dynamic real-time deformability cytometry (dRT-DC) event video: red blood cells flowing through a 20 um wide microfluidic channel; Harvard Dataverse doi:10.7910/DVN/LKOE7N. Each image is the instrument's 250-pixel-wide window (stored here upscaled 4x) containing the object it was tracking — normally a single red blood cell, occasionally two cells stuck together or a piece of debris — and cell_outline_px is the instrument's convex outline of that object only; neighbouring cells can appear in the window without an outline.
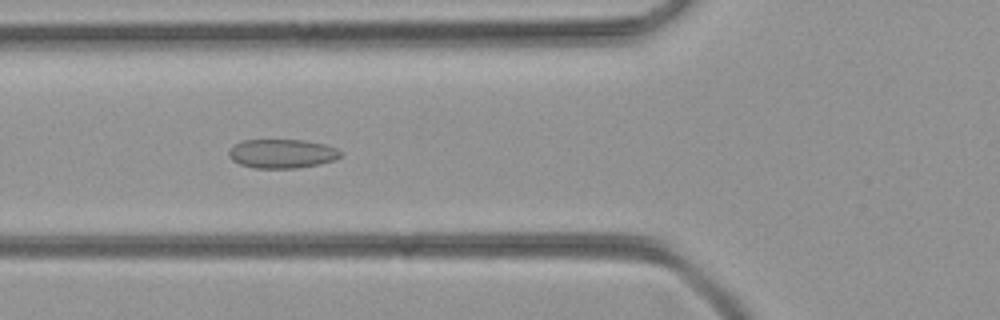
{"species": "common noctule bat (a hibernating species)", "species_latin": "Nyctalus noctula", "temperature_condition": "room temperature", "stored_images_in_passage": 41, "camera_frame_rate_fps": 3000, "um_per_image_px": 0.085, "animal": {"sex": "female", "body_mass_g": 21.9}, "frame": {"image": 1, "passage_image": 8, "time_ms": 2.333, "image_size_px": [1000, 320], "cell_outline_px": [[344, 156], [336, 160], [320, 164], [300, 168], [256, 168], [240, 164], [232, 160], [228, 156], [228, 152], [236, 144], [244, 140], [304, 140], [324, 144], [336, 148], [344, 152]], "centroid_in_image_um": [24.05, 13.07], "position_along_channel_um": 101.8, "area_um2": 19.07}}
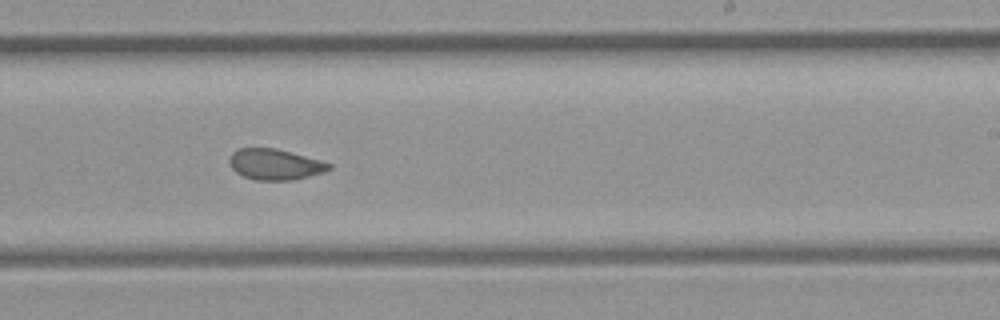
{"frame": {"image": 2, "passage_image": 20, "time_ms": 6.333, "image_size_px": [1000, 320], "cell_outline_px": [[332, 168], [324, 172], [292, 180], [256, 180], [244, 176], [236, 172], [232, 168], [228, 160], [232, 152], [236, 148], [276, 148], [320, 160], [332, 164]], "centroid_in_image_um": [23.36, 13.96], "position_along_channel_um": 265.6, "area_um2": 17.86}}
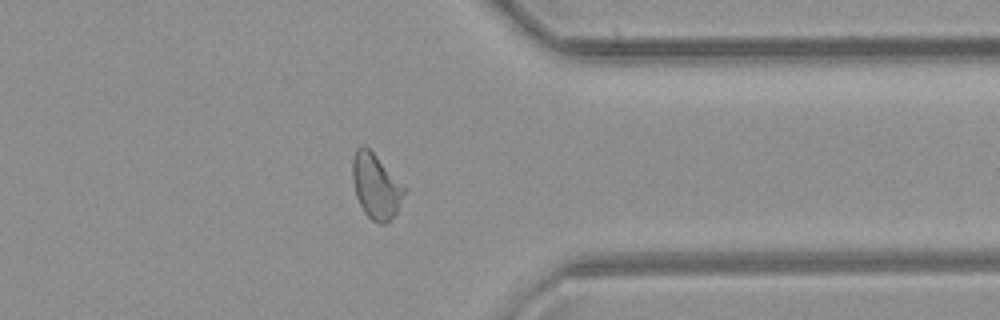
{"frame": {"image": 3, "passage_image": 29, "time_ms": 9.333, "image_size_px": [1000, 320], "cell_outline_px": [[408, 188], [396, 212], [384, 224], [380, 224], [372, 220], [364, 212], [356, 196], [352, 180], [352, 160], [356, 148], [360, 144], [364, 144]], "centroid_in_image_um": [31.95, 15.8], "position_along_channel_um": 379.5, "area_um2": 19.65}}